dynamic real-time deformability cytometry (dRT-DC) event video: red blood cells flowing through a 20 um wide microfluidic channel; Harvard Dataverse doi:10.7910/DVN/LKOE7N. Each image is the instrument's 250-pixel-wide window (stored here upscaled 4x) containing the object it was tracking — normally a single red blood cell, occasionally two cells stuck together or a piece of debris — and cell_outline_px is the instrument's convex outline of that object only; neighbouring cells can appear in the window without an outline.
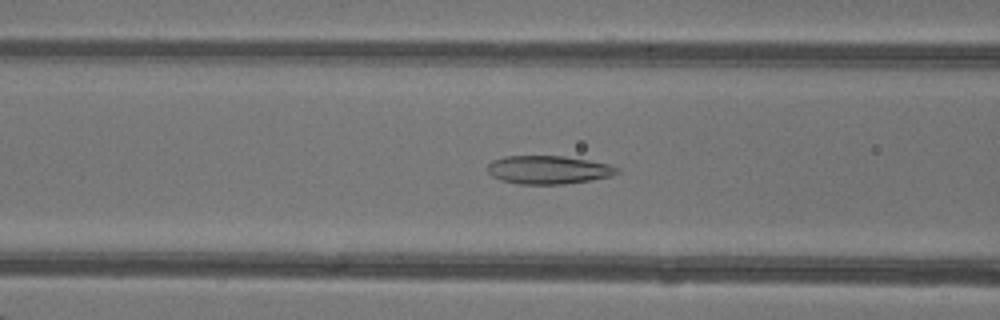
{"species": "common noctule bat (a hibernating species)", "species_latin": "Nyctalus noctula", "temperature_condition": "warm", "stored_images_in_passage": 48, "camera_frame_rate_fps": 3000, "um_per_image_px": 0.085, "animal": {"sex": "female"}, "frame": {"image": 1, "passage_image": 20, "time_ms": 6.333, "image_size_px": [1000, 320], "cell_outline_px": [[620, 172], [612, 176], [592, 180], [564, 184], [520, 184], [500, 180], [492, 176], [488, 172], [488, 164], [492, 160], [504, 156], [564, 156], [588, 160], [608, 164], [620, 168]], "centroid_in_image_um": [46.63, 14.43], "position_along_channel_um": 120.0, "area_um2": 21.5}}
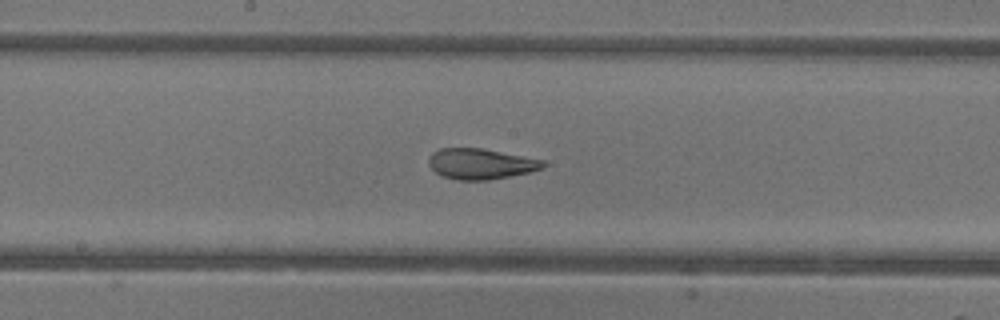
{"frame": {"image": 2, "passage_image": 26, "time_ms": 8.333, "image_size_px": [1000, 320], "cell_outline_px": [[548, 164], [544, 168], [528, 172], [488, 180], [456, 180], [440, 176], [428, 164], [428, 160], [432, 152], [440, 148], [480, 148], [544, 160]], "centroid_in_image_um": [40.84, 13.93], "position_along_channel_um": 207.4, "area_um2": 20.4}}
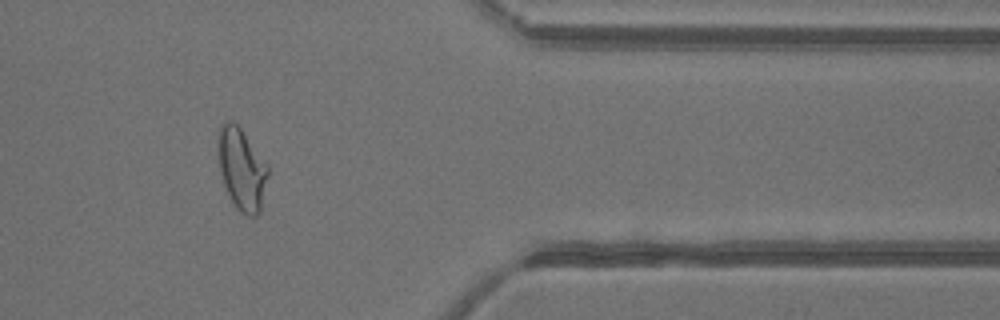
{"frame": {"image": 3, "passage_image": 40, "time_ms": 13.0, "image_size_px": [1000, 320], "cell_outline_px": [[268, 172], [260, 212], [256, 216], [248, 216], [240, 212], [236, 208], [224, 184], [220, 172], [216, 144], [220, 128], [224, 120], [232, 120], [240, 128], [268, 164]], "centroid_in_image_um": [20.53, 14.35], "position_along_channel_um": 390.9, "area_um2": 23.76}, "authors_computed_cell_mechanics": {"area_um2": 23.8136, "velocity_mm_per_s": 4.3487, "shape_relaxation_time_tau1_ms": 7.3981, "shape_relaxation_time_tau2_ms": 1.0384, "deformation_change_tau1": 0.2583, "deformation_change_tau2": 0.0878}}